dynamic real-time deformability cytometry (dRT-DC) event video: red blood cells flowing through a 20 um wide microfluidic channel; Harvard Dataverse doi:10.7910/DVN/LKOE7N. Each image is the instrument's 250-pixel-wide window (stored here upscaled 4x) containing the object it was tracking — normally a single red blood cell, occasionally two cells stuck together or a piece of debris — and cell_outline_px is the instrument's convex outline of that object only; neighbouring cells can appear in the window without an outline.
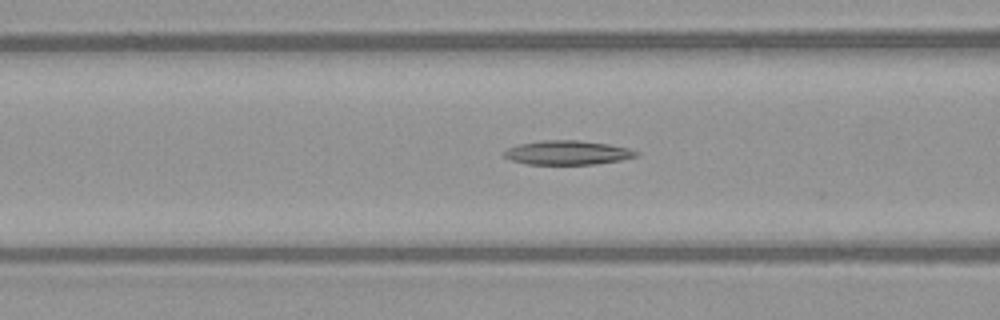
{"species": "common noctule bat (a hibernating species)", "species_latin": "Nyctalus noctula", "temperature_condition": "warm", "stored_images_in_passage": 24, "camera_frame_rate_fps": 3000, "um_per_image_px": 0.085, "animal": {"sex": "female", "body_mass_g": 21.9}, "frame": {"image": 1, "passage_image": 20, "time_ms": 6.333, "image_size_px": [1000, 320], "cell_outline_px": [[640, 152], [636, 156], [620, 160], [596, 164], [528, 164], [512, 160], [504, 156], [504, 152], [508, 148], [520, 144], [540, 140], [576, 140], [608, 144], [628, 148]], "centroid_in_image_um": [48.24, 12.97], "position_along_channel_um": 118.4, "area_um2": 18.38}}
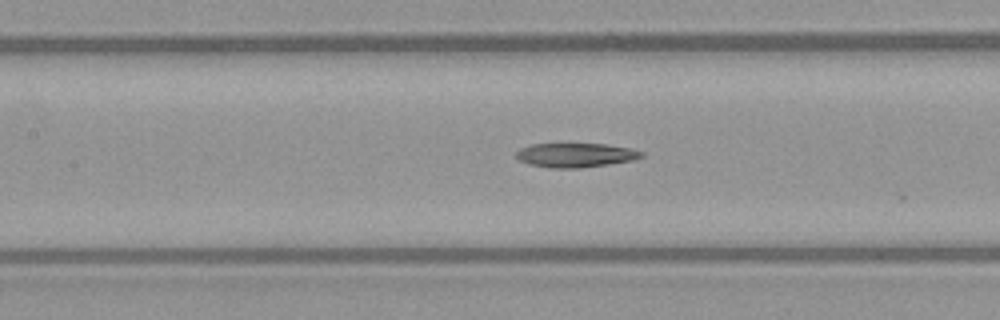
{"frame": {"image": 2, "passage_image": 23, "time_ms": 7.333, "image_size_px": [1000, 320], "cell_outline_px": [[644, 156], [636, 160], [580, 168], [548, 168], [528, 164], [520, 160], [516, 156], [516, 152], [520, 148], [532, 144], [604, 144], [632, 148], [644, 152]], "centroid_in_image_um": [48.96, 13.19], "position_along_channel_um": 158.4, "area_um2": 17.8}}